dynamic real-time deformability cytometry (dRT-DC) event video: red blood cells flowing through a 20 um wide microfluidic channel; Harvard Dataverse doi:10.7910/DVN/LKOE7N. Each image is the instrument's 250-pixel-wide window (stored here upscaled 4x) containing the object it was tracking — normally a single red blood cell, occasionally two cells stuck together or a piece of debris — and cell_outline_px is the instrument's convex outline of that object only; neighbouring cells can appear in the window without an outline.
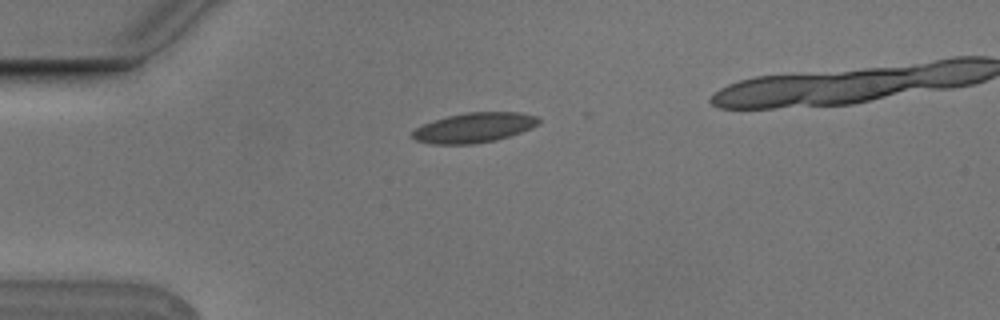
{"species": "Egyptian fruit bat (a non-hibernating species)", "species_latin": "Rousettus aegyptiacus", "temperature_condition": "cold", "stored_images_in_passage": 5, "camera_frame_rate_fps": 3000, "um_per_image_px": 0.085, "animal": {"sex": "male"}, "frame": {"image": 1, "passage_image": 5, "time_ms": 1.333, "image_size_px": [1000, 320], "cell_outline_px": [[540, 124], [532, 128], [496, 140], [476, 144], [428, 144], [416, 140], [412, 136], [412, 132], [416, 128], [424, 124], [448, 116], [468, 112], [516, 112], [536, 116], [540, 120]], "centroid_in_image_um": [40.31, 10.86], "position_along_channel_um": 44.7, "area_um2": 21.85}}